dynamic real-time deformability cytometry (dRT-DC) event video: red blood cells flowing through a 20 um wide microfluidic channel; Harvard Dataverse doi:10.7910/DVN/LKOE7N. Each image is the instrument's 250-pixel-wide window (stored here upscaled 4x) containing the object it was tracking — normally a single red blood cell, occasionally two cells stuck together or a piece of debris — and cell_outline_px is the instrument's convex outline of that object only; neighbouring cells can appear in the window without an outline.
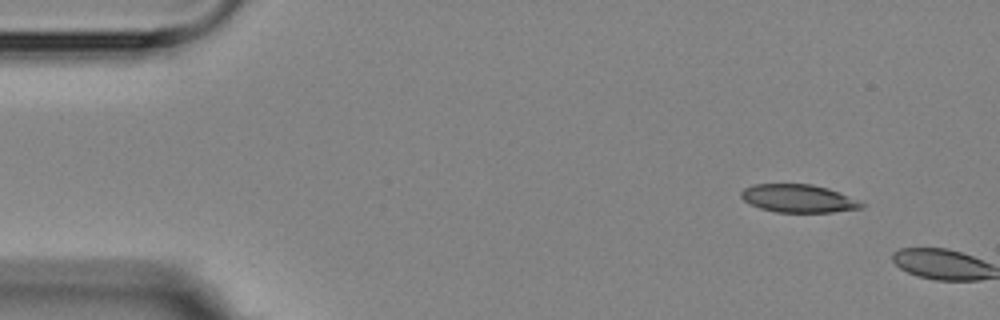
{"species": "Egyptian fruit bat (a non-hibernating species)", "species_latin": "Rousettus aegyptiacus", "temperature_condition": "room temperature", "stored_images_in_passage": 2, "camera_frame_rate_fps": 3000, "um_per_image_px": 0.085, "animal": {"sex": "female"}, "frame": {"image": 1, "passage_image": 1, "time_ms": 0.0, "image_size_px": [1000, 320], "cell_outline_px": [[864, 208], [832, 212], [776, 212], [760, 208], [748, 204], [740, 196], [740, 192], [744, 188], [752, 184], [812, 184], [828, 188], [860, 200], [864, 204]], "centroid_in_image_um": [67.86, 16.87], "position_along_channel_um": 17.1, "area_um2": 19.83}}